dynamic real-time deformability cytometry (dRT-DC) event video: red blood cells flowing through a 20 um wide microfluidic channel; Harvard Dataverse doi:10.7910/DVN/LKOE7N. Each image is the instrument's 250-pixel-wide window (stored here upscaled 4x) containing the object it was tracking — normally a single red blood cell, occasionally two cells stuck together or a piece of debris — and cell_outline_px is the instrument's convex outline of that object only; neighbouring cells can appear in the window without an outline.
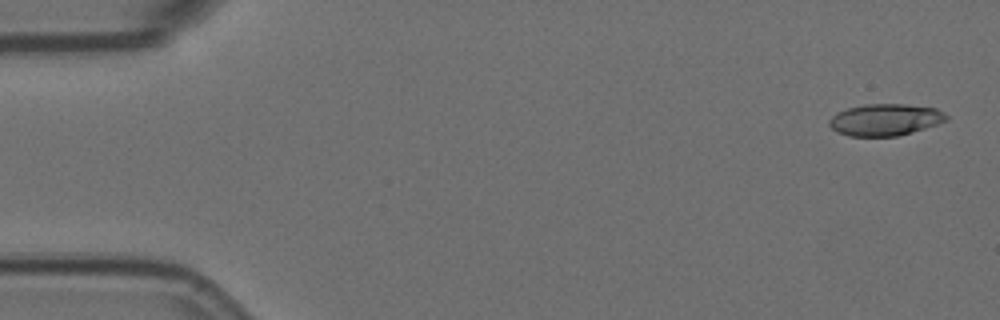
{"species": "Egyptian fruit bat (a non-hibernating species)", "species_latin": "Rousettus aegyptiacus", "temperature_condition": "room temperature", "stored_images_in_passage": 10, "camera_frame_rate_fps": 3000, "um_per_image_px": 0.085, "animal": {"sex": "female"}, "frame": {"image": 1, "passage_image": 2, "time_ms": 0.333, "image_size_px": [1000, 320], "cell_outline_px": [[948, 120], [924, 128], [896, 136], [848, 136], [836, 132], [828, 124], [828, 120], [836, 112], [848, 108], [868, 104], [904, 104], [936, 108], [944, 112], [948, 116]], "centroid_in_image_um": [75.21, 10.17], "position_along_channel_um": 9.8, "area_um2": 21.62}}